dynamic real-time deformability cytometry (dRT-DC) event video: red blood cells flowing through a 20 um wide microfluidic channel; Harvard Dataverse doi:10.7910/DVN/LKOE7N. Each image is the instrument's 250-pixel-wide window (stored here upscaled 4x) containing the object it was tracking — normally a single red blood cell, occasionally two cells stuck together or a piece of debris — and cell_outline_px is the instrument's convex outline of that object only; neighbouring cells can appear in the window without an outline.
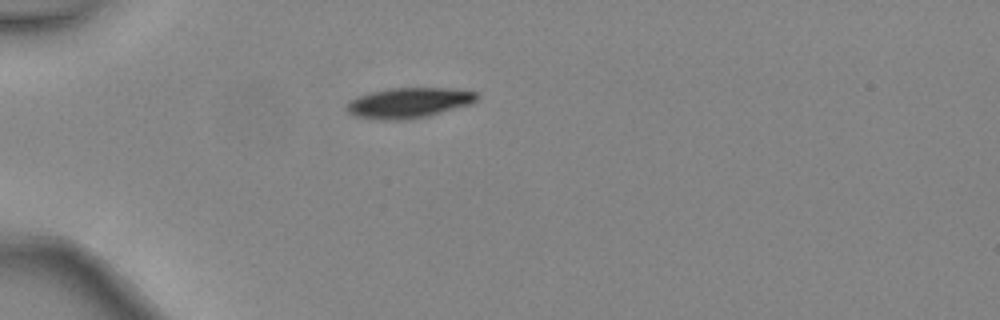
{"species": "common noctule bat (a hibernating species)", "species_latin": "Nyctalus noctula", "temperature_condition": "warm", "stored_images_in_passage": 2, "camera_frame_rate_fps": 3000, "um_per_image_px": 0.085, "animal": {"sex": "female", "body_mass_g": 24.6, "forearm_length_mm": 56.2}, "frame": {"image": 1, "passage_image": 1, "time_ms": 0.0, "image_size_px": [1000, 320], "cell_outline_px": [[480, 100], [472, 104], [428, 116], [408, 120], [380, 120], [352, 116], [344, 108], [348, 100], [356, 96], [388, 88], [460, 88], [476, 92], [480, 96]], "centroid_in_image_um": [34.76, 8.74], "position_along_channel_um": 50.2, "area_um2": 23.7}}